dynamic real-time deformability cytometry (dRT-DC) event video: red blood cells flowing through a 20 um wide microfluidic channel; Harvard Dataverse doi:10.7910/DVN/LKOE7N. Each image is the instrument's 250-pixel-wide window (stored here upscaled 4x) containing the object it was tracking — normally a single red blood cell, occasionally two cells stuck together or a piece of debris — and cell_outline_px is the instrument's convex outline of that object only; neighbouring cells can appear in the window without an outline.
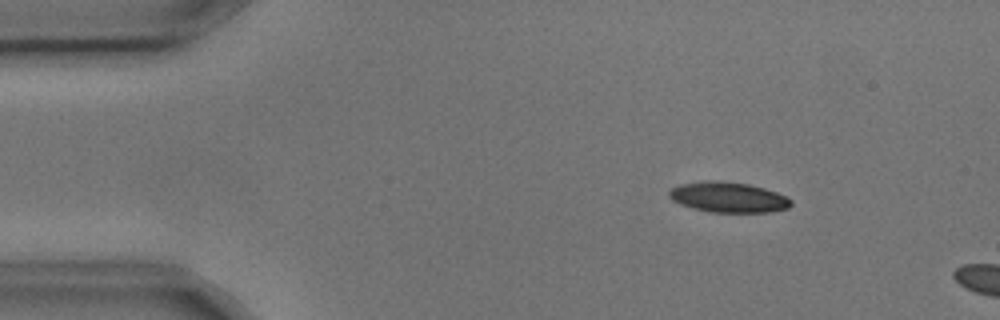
{"species": "common noctule bat (a hibernating species)", "species_latin": "Nyctalus noctula", "temperature_condition": "cold", "stored_images_in_passage": 4, "camera_frame_rate_fps": 3000, "um_per_image_px": 0.085, "animal": {"sex": "male", "body_mass_g": 17.9, "forearm_length_mm": 54.2}, "frame": {"image": 1, "passage_image": 2, "time_ms": 0.333, "image_size_px": [1000, 320], "cell_outline_px": [[792, 204], [788, 208], [768, 212], [708, 212], [692, 208], [680, 204], [672, 200], [668, 196], [668, 192], [672, 188], [680, 184], [704, 180], [716, 180], [748, 184], [764, 188], [788, 196], [792, 200]], "centroid_in_image_um": [61.89, 16.76], "position_along_channel_um": 23.1, "area_um2": 21.73}}